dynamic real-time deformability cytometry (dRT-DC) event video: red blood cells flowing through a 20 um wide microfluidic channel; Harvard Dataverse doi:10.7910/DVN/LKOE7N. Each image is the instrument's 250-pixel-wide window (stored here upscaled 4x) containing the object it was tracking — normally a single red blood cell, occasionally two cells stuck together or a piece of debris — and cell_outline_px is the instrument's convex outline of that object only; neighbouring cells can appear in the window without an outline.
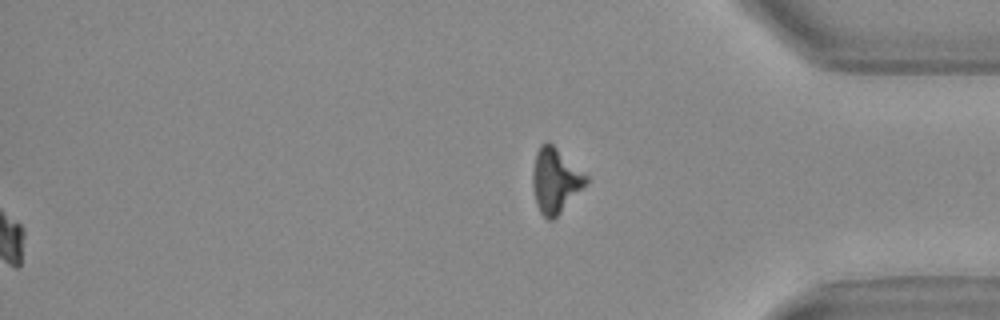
{"species": "Egyptian fruit bat (a non-hibernating species)", "species_latin": "Rousettus aegyptiacus", "temperature_condition": "warm", "stored_images_in_passage": 55, "segment_of_instrument_passage": [2, 2], "camera_frame_rate_fps": 3000, "um_per_image_px": 0.085, "animal": {"sex": "female"}, "frame": {"image": 1, "passage_image": 55, "time_ms": 18.0, "image_size_px": [1000, 320], "cell_outline_px": [[588, 180], [560, 212], [552, 220], [548, 220], [540, 212], [536, 204], [532, 188], [532, 172], [536, 152], [540, 144], [548, 140], [588, 176]], "centroid_in_image_um": [47.15, 15.3], "position_along_channel_um": 388.1, "area_um2": 19.83}}